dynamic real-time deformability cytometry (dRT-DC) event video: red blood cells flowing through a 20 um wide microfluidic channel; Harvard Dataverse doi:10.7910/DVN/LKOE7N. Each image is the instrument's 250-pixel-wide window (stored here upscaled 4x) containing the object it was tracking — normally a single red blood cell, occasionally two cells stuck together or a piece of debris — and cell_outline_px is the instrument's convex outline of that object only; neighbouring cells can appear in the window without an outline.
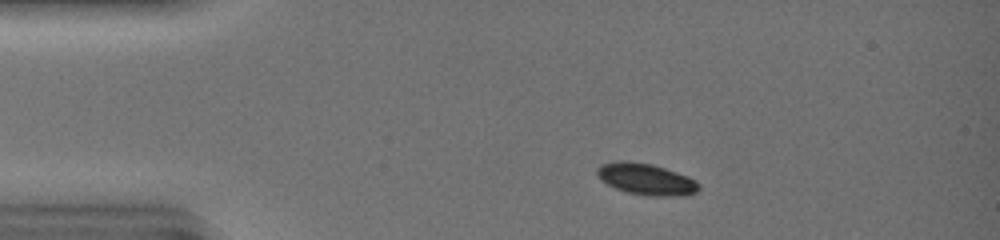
{"species": "common noctule bat (a hibernating species)", "species_latin": "Nyctalus noctula", "temperature_condition": "warm", "stored_images_in_passage": 42, "camera_frame_rate_fps": 3000, "um_per_image_px": 0.085, "animal": {"sex": "female", "body_mass_g": 19.0, "forearm_length_mm": 51.5}, "frame": {"image": 1, "passage_image": 5, "time_ms": 1.333, "image_size_px": [1000, 240], "cell_outline_px": [[700, 188], [696, 192], [688, 196], [644, 196], [628, 192], [616, 188], [600, 180], [596, 176], [596, 168], [600, 164], [616, 160], [628, 160], [652, 164], [688, 176], [696, 180], [700, 184]], "centroid_in_image_um": [54.91, 15.22], "position_along_channel_um": 30.1, "area_um2": 19.07}}
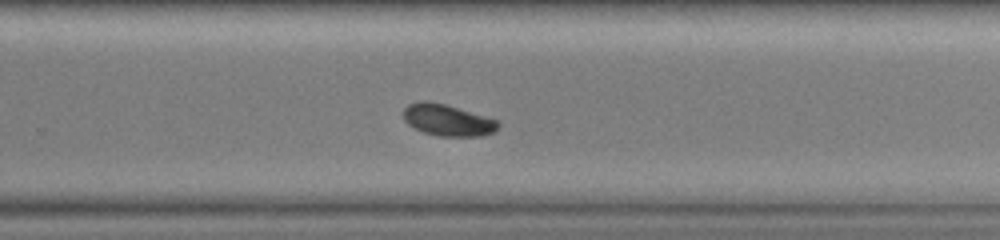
{"frame": {"image": 2, "passage_image": 28, "time_ms": 9.0, "image_size_px": [1000, 240], "cell_outline_px": [[500, 124], [496, 132], [480, 136], [440, 136], [424, 132], [408, 124], [404, 120], [404, 108], [408, 104], [420, 100], [428, 100], [444, 104], [500, 120]], "centroid_in_image_um": [38.08, 10.2], "position_along_channel_um": 291.7, "area_um2": 17.51}}
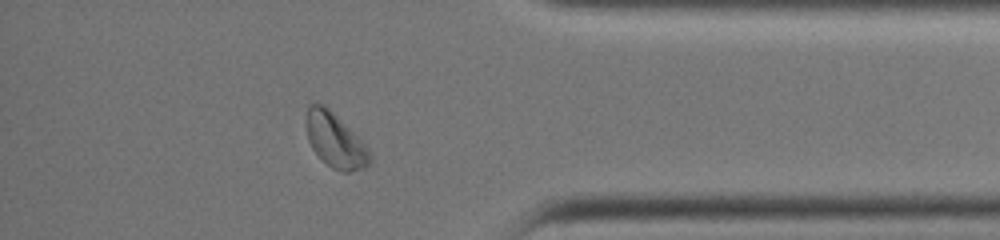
{"frame": {"image": 3, "passage_image": 37, "time_ms": 12.0, "image_size_px": [1000, 240], "cell_outline_px": [[372, 160], [368, 164], [360, 168], [348, 172], [344, 172], [332, 168], [312, 148], [308, 140], [304, 120], [308, 104], [324, 104], [368, 148], [372, 156]], "centroid_in_image_um": [28.44, 11.91], "position_along_channel_um": 406.8, "area_um2": 19.77}, "authors_computed_cell_mechanics": {"area_um2": 18.9873, "velocity_mm_per_s": 4.1456, "shape_relaxation_time_tau1_ms": 2.4681, "shape_relaxation_time_tau2_ms": null, "deformation_change_tau1": 0.0989, "deformation_change_tau2": null}}